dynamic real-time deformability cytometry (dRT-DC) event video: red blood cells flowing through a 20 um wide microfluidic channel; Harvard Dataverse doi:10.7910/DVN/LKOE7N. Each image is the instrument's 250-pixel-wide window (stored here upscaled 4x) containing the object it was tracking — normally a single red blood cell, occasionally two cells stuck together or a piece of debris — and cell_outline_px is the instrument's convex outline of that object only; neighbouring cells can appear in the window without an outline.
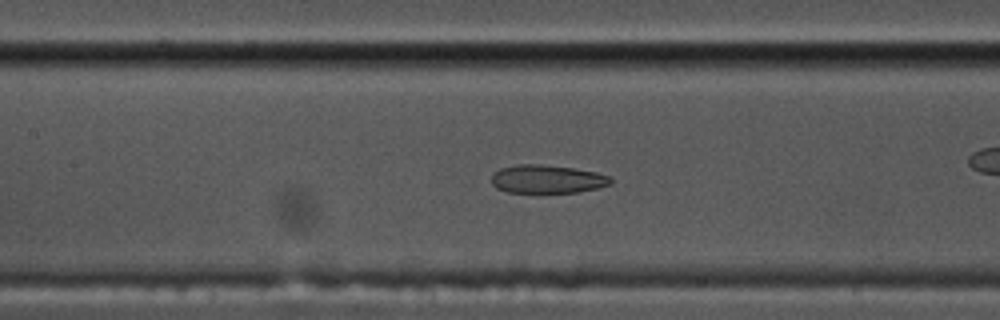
{"species": "common noctule bat (a hibernating species)", "species_latin": "Nyctalus noctula", "temperature_condition": "cold", "stored_images_in_passage": 58, "camera_frame_rate_fps": 3000, "um_per_image_px": 0.085, "animal": {"sex": "male", "body_mass_g": 17.5, "forearm_length_mm": 52.3}, "frame": {"image": 1, "passage_image": 25, "time_ms": 8.0, "image_size_px": [1000, 320], "cell_outline_px": [[612, 184], [596, 188], [576, 192], [508, 192], [496, 188], [492, 184], [492, 176], [500, 168], [516, 164], [540, 164], [572, 168], [596, 172], [608, 176], [612, 180]], "centroid_in_image_um": [46.49, 15.22], "position_along_channel_um": 160.9, "area_um2": 19.48}, "authors_computed_cell_mechanics": {"area_um2": 21.8484, "velocity_mm_per_s": 3.4714, "shape_relaxation_time_tau1_ms": null, "shape_relaxation_time_tau2_ms": 1.798, "deformation_change_tau1": null, "deformation_change_tau2": 0.0737}}